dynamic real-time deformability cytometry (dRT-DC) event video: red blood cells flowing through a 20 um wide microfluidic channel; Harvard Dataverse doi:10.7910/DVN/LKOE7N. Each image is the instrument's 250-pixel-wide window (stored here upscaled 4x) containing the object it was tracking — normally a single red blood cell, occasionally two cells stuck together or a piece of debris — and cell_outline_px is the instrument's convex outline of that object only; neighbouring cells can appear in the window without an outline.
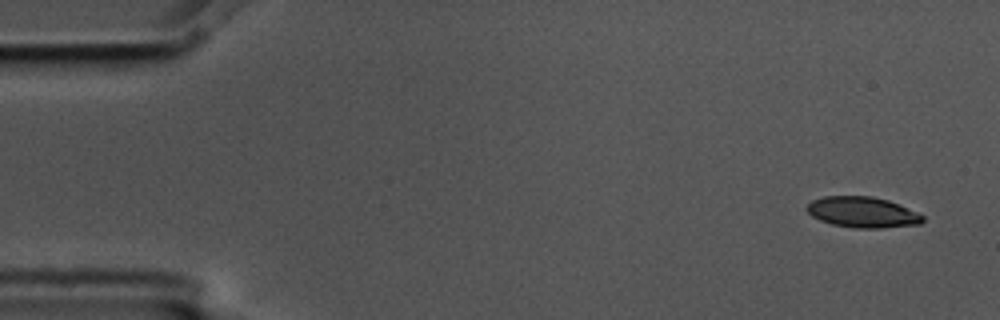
{"species": "common noctule bat (a hibernating species)", "species_latin": "Nyctalus noctula", "temperature_condition": "cold", "stored_images_in_passage": 6, "segment_of_instrument_passage": [2, 2], "camera_frame_rate_fps": 3000, "um_per_image_px": 0.085, "animal": {"sex": "male", "body_mass_g": 17.5, "forearm_length_mm": 52.3}, "frame": {"image": 1, "passage_image": 6, "time_ms": 1.667, "image_size_px": [1000, 320], "cell_outline_px": [[924, 220], [920, 224], [880, 228], [856, 228], [832, 224], [820, 220], [812, 216], [804, 208], [812, 200], [824, 196], [872, 196], [888, 200], [924, 216]], "centroid_in_image_um": [73.28, 18.04], "position_along_channel_um": 11.7, "area_um2": 20.63}}